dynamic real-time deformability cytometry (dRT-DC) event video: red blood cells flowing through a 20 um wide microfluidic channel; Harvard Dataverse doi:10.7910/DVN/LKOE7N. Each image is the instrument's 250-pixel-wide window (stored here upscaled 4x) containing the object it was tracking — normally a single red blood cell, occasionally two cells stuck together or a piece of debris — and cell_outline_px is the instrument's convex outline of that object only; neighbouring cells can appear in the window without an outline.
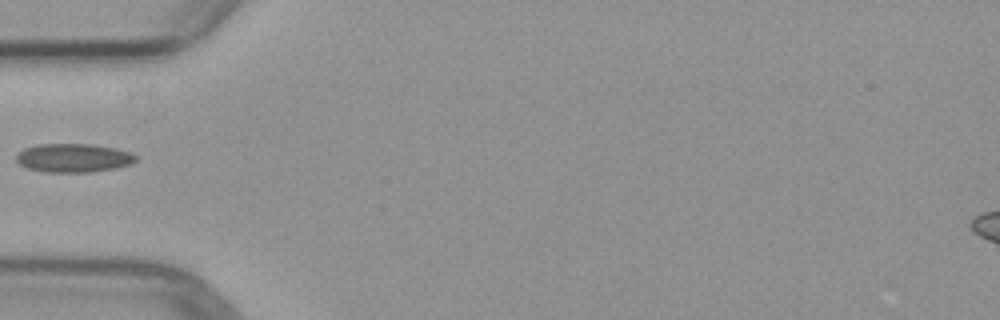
{"species": "common noctule bat (a hibernating species)", "species_latin": "Nyctalus noctula", "temperature_condition": "warm", "stored_images_in_passage": 5, "camera_frame_rate_fps": 3000, "um_per_image_px": 0.085, "animal": {"sex": "female", "body_mass_g": 29.2, "forearm_length_mm": 56.3}, "frame": {"image": 1, "passage_image": 5, "time_ms": 4.667, "image_size_px": [1000, 320], "cell_outline_px": [[136, 160], [132, 164], [116, 168], [92, 172], [44, 172], [28, 168], [20, 164], [16, 160], [16, 156], [24, 148], [40, 144], [92, 144], [116, 148], [128, 152], [136, 156]], "centroid_in_image_um": [6.26, 13.42], "position_along_channel_um": 78.7, "area_um2": 19.94}}